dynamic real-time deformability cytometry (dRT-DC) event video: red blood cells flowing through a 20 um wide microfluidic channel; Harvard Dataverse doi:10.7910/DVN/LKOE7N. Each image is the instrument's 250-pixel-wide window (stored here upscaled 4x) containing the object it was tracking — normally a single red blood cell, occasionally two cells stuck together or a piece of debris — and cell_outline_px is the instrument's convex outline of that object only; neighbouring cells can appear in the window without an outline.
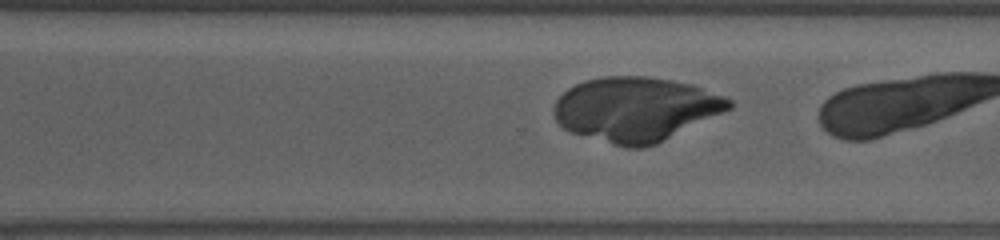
{"species": "human", "species_latin": "Homo sapiens", "temperature_condition": "warm", "stored_images_in_passage": 32, "camera_frame_rate_fps": 3000, "um_per_image_px": 0.085, "donor": {"sex": "female"}, "frame": {"image": 1, "passage_image": 27, "time_ms": 11.0, "image_size_px": [1000, 240], "cell_outline_px": [[732, 108], [724, 112], [656, 144], [640, 148], [624, 148], [572, 132], [564, 128], [556, 120], [556, 100], [568, 88], [584, 80], [604, 76], [648, 76], [672, 80], [692, 84], [724, 96], [732, 100]], "centroid_in_image_um": [54.06, 9.28], "position_along_channel_um": 316.5, "area_um2": 65.37}}
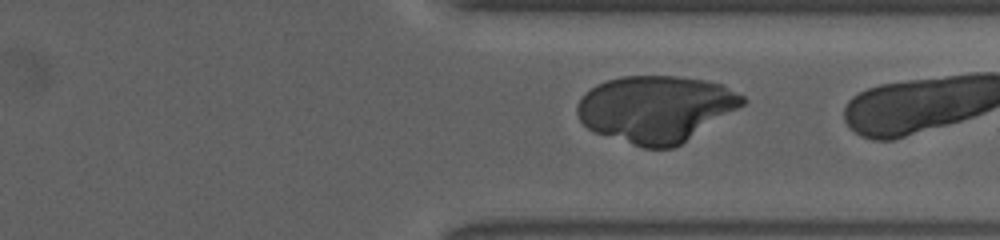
{"frame": {"image": 2, "passage_image": 30, "time_ms": 12.333, "image_size_px": [1000, 240], "cell_outline_px": [[748, 100], [744, 104], [680, 144], [672, 148], [644, 148], [596, 132], [588, 128], [580, 120], [576, 112], [576, 108], [580, 100], [596, 84], [620, 76], [676, 76], [704, 80], [724, 84], [744, 96]], "centroid_in_image_um": [55.76, 9.23], "position_along_channel_um": 355.6, "area_um2": 63.52}}